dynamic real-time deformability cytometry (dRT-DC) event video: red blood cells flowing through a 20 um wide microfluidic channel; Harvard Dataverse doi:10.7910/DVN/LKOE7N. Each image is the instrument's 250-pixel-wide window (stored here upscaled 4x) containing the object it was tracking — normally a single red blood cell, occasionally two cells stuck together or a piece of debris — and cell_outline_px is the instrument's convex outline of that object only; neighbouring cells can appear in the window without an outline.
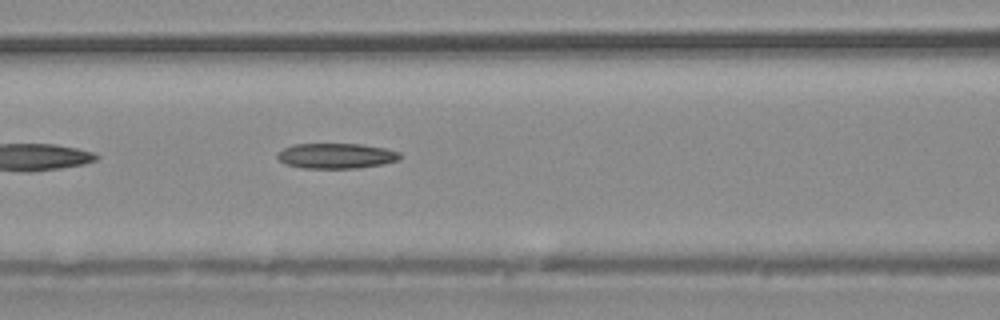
{"species": "common noctule bat (a hibernating species)", "species_latin": "Nyctalus noctula", "temperature_condition": "warm", "stored_images_in_passage": 27, "camera_frame_rate_fps": 3000, "um_per_image_px": 0.085, "animal": {"sex": "male", "body_mass_g": 20.4}, "frame": {"image": 1, "passage_image": 8, "time_ms": 2.333, "image_size_px": [1000, 320], "cell_outline_px": [[400, 160], [384, 164], [356, 168], [300, 168], [288, 164], [280, 160], [276, 156], [284, 148], [292, 144], [360, 144], [384, 148], [400, 152]], "centroid_in_image_um": [28.6, 13.25], "position_along_channel_um": 138.0, "area_um2": 17.98}}